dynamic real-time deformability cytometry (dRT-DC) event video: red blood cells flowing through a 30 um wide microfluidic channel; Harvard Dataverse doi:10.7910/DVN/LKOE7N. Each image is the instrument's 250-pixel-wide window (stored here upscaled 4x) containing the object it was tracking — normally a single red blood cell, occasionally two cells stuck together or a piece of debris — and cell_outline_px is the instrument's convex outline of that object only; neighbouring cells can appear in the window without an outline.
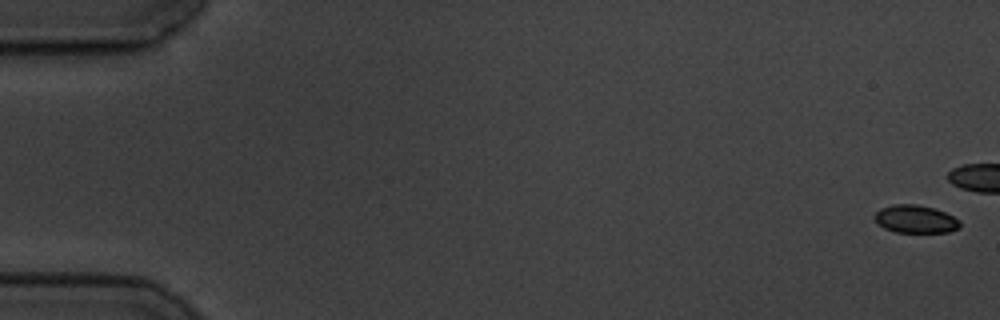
{"species": "common noctule bat (a hibernating species)", "species_latin": "Nyctalus noctula", "temperature_condition": "cold", "stored_images_in_passage": 12, "camera_frame_rate_fps": 3000, "um_per_image_px": 0.085, "animal": {"sex": "male", "body_mass_g": 19.5, "forearm_length_mm": 54.6}, "frame": {"image": 1, "passage_image": 1, "time_ms": 0.0, "image_size_px": [1000, 320], "cell_outline_px": [[960, 228], [948, 232], [896, 232], [884, 228], [876, 224], [872, 216], [880, 208], [892, 204], [916, 204], [932, 208], [944, 212], [960, 220]], "centroid_in_image_um": [77.76, 18.62], "position_along_channel_um": 7.2, "area_um2": 13.99}}